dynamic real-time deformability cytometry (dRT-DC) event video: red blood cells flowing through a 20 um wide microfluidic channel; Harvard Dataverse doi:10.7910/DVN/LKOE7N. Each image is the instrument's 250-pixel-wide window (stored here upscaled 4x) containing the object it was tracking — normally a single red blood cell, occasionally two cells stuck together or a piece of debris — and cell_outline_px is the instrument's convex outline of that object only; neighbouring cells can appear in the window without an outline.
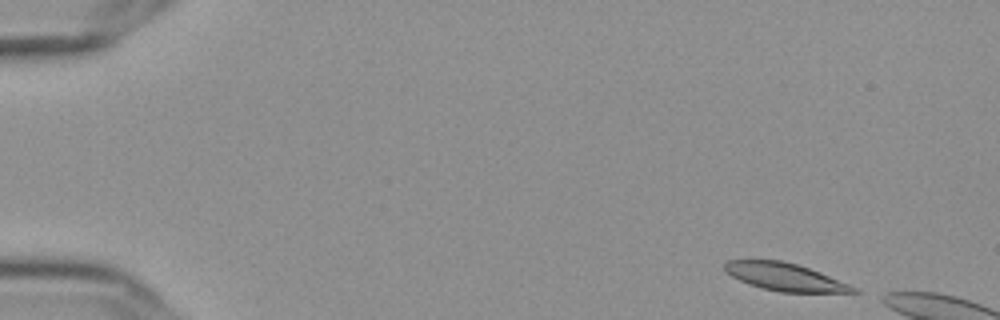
{"species": "Egyptian fruit bat (a non-hibernating species)", "species_latin": "Rousettus aegyptiacus", "temperature_condition": "cold", "stored_images_in_passage": 8, "camera_frame_rate_fps": 3000, "um_per_image_px": 0.085, "frame": {"image": 1, "passage_image": 2, "time_ms": 0.333, "image_size_px": [1000, 320], "cell_outline_px": [[860, 292], [780, 292], [760, 288], [748, 284], [724, 272], [724, 264], [728, 260], [780, 260], [796, 264], [820, 272], [860, 288]], "centroid_in_image_um": [66.72, 23.54], "position_along_channel_um": 18.3, "area_um2": 20.75}}